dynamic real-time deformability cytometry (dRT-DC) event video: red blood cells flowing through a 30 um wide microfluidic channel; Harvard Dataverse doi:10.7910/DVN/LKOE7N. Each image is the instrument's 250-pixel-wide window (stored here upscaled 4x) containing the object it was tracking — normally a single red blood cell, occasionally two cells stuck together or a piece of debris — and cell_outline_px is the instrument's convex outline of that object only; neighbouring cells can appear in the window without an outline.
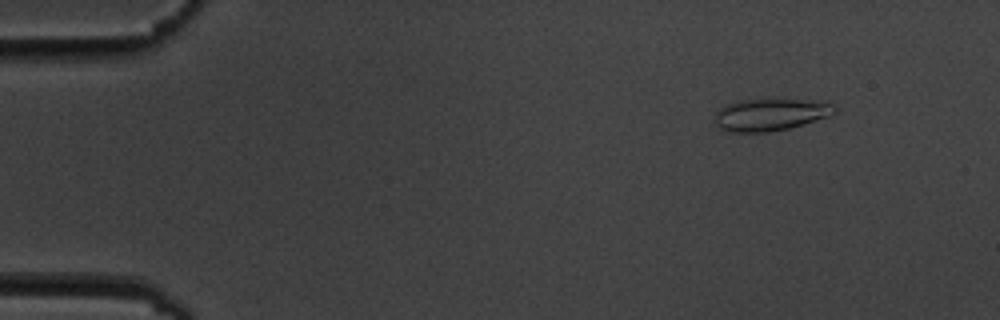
{"species": "common noctule bat (a hibernating species)", "species_latin": "Nyctalus noctula", "temperature_condition": "cold", "stored_images_in_passage": 6, "camera_frame_rate_fps": 3000, "um_per_image_px": 0.085, "animal": {"sex": "male", "body_mass_g": 19.5, "forearm_length_mm": 54.6}, "frame": {"image": 1, "passage_image": 2, "time_ms": 1.333, "image_size_px": [1000, 320], "cell_outline_px": [[836, 112], [828, 116], [788, 128], [768, 132], [732, 132], [720, 128], [716, 124], [712, 116], [724, 104], [736, 100], [760, 96], [780, 96], [836, 104]], "centroid_in_image_um": [65.43, 9.66], "position_along_channel_um": 19.6, "area_um2": 23.64}}